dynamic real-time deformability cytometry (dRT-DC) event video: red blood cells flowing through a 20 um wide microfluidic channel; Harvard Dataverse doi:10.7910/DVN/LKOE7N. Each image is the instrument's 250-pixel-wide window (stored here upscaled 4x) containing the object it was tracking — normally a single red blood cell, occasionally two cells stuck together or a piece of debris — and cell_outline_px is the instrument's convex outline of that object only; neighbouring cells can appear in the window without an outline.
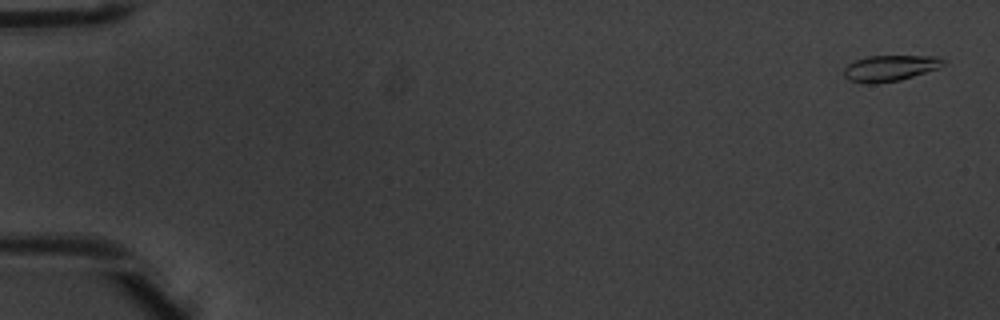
{"species": "common noctule bat (a hibernating species)", "species_latin": "Nyctalus noctula", "temperature_condition": "warm", "stored_images_in_passage": 6, "camera_frame_rate_fps": 3000, "um_per_image_px": 0.085, "animal": {"sex": "male", "body_mass_g": 20.1, "forearm_length_mm": 53.5}, "frame": {"image": 1, "passage_image": 1, "time_ms": 0.0, "image_size_px": [1000, 320], "cell_outline_px": [[944, 64], [936, 68], [900, 80], [876, 84], [868, 84], [848, 80], [844, 76], [844, 68], [848, 64], [856, 60], [868, 56], [940, 56], [944, 60]], "centroid_in_image_um": [75.6, 5.79], "position_along_channel_um": 9.4, "area_um2": 14.91}}
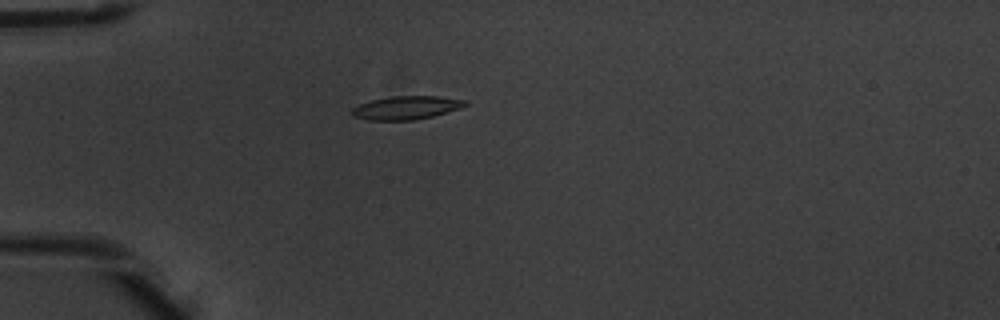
{"frame": {"image": 2, "passage_image": 5, "time_ms": 1.333, "image_size_px": [1000, 320], "cell_outline_px": [[468, 104], [460, 108], [432, 116], [412, 120], [368, 120], [352, 116], [352, 108], [360, 104], [372, 100], [392, 96], [436, 96], [468, 100]], "centroid_in_image_um": [34.54, 9.15], "position_along_channel_um": 50.5, "area_um2": 15.32}}